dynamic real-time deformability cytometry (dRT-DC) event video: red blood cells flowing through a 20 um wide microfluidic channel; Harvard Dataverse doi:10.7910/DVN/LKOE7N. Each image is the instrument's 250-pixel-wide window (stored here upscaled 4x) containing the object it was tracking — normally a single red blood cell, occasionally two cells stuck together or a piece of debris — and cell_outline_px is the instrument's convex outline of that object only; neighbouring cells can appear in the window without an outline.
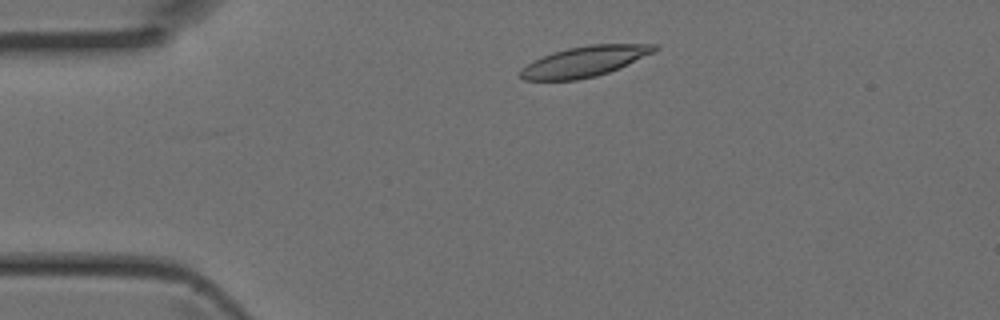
{"species": "Egyptian fruit bat (a non-hibernating species)", "species_latin": "Rousettus aegyptiacus", "temperature_condition": "room temperature", "stored_images_in_passage": 39, "camera_frame_rate_fps": 3000, "um_per_image_px": 0.085, "animal": {"sex": "female"}, "frame": {"image": 1, "passage_image": 4, "time_ms": 1.0, "image_size_px": [1000, 320], "cell_outline_px": [[656, 48], [652, 52], [620, 68], [596, 76], [576, 80], [524, 80], [520, 76], [520, 72], [532, 60], [552, 52], [568, 48], [588, 44], [656, 44]], "centroid_in_image_um": [49.65, 5.22], "position_along_channel_um": 35.3, "area_um2": 23.52}}
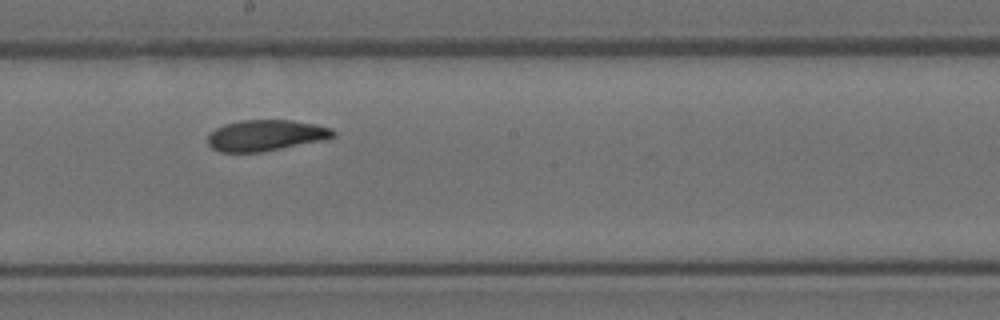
{"frame": {"image": 2, "passage_image": 19, "time_ms": 6.0, "image_size_px": [1000, 320], "cell_outline_px": [[336, 136], [324, 140], [264, 152], [220, 152], [212, 148], [208, 144], [208, 132], [224, 124], [240, 120], [292, 120], [316, 124], [332, 128], [336, 132]], "centroid_in_image_um": [22.6, 11.51], "position_along_channel_um": 225.6, "area_um2": 23.0}}
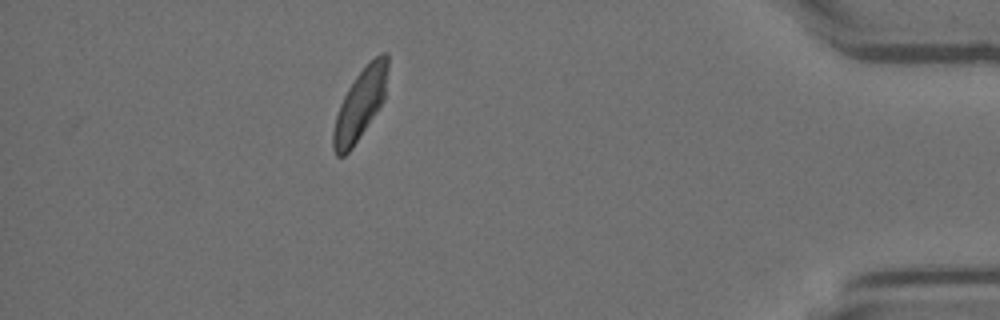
{"frame": {"image": 3, "passage_image": 34, "time_ms": 11.0, "image_size_px": [1000, 320], "cell_outline_px": [[388, 68], [384, 100], [352, 148], [344, 156], [336, 156], [332, 148], [332, 132], [336, 116], [340, 104], [348, 88], [356, 76], [380, 52], [388, 52]], "centroid_in_image_um": [30.6, 8.87], "position_along_channel_um": 404.6, "area_um2": 22.14}}